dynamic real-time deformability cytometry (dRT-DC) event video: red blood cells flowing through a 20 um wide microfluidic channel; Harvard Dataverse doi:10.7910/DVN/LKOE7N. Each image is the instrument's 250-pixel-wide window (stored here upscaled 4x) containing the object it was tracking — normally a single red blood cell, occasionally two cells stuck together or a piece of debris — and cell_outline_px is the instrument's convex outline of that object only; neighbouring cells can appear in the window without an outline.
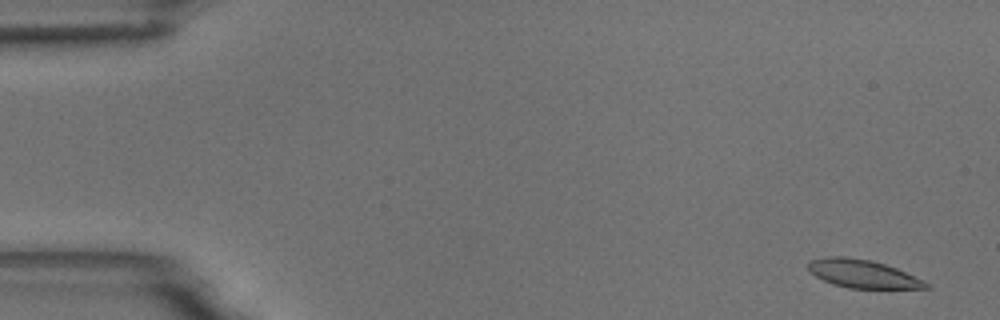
{"species": "common noctule bat (a hibernating species)", "species_latin": "Nyctalus noctula", "temperature_condition": "room temperature", "stored_images_in_passage": 55, "camera_frame_rate_fps": 3000, "um_per_image_px": 0.085, "animal": {"sex": "male", "body_mass_g": 18.8}, "frame": {"image": 1, "passage_image": 3, "time_ms": 0.667, "image_size_px": [1000, 320], "cell_outline_px": [[932, 288], [848, 288], [824, 280], [816, 276], [808, 268], [808, 264], [812, 260], [828, 256], [844, 256], [872, 260], [896, 268], [924, 280]], "centroid_in_image_um": [73.36, 23.26], "position_along_channel_um": 11.6, "area_um2": 19.02}}
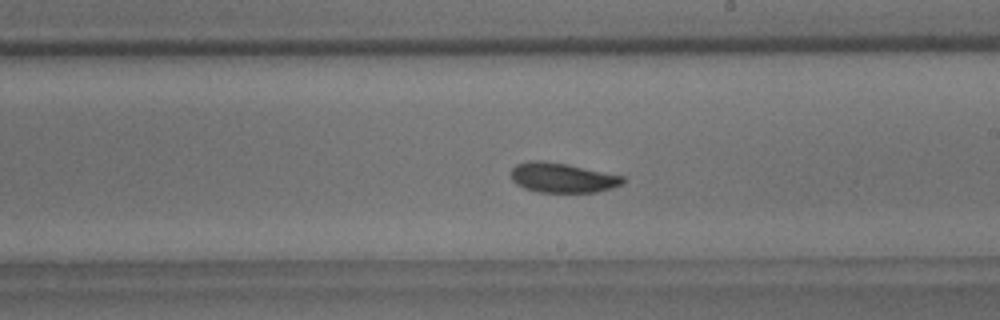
{"frame": {"image": 2, "passage_image": 32, "time_ms": 10.333, "image_size_px": [1000, 320], "cell_outline_px": [[624, 184], [612, 188], [596, 192], [536, 192], [524, 188], [516, 184], [512, 180], [512, 168], [516, 164], [528, 160], [540, 160], [568, 164], [624, 176]], "centroid_in_image_um": [47.8, 15.1], "position_along_channel_um": 241.2, "area_um2": 19.54}}
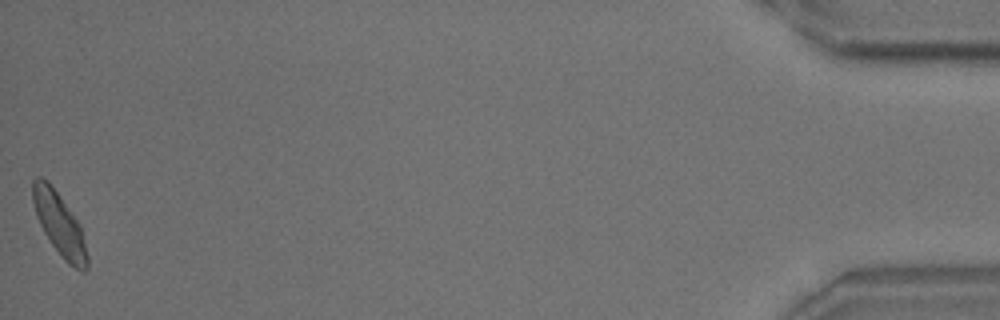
{"frame": {"image": 3, "passage_image": 55, "time_ms": 18.0, "image_size_px": [1000, 320], "cell_outline_px": [[88, 268], [84, 272], [80, 272], [68, 264], [64, 260], [52, 244], [44, 232], [36, 216], [32, 200], [32, 180], [36, 176], [40, 176], [48, 180], [60, 196], [80, 224], [88, 256]], "centroid_in_image_um": [5.05, 19.06], "position_along_channel_um": 430.2, "area_um2": 20.0}, "authors_computed_cell_mechanics": {"area_um2": 19.7676, "velocity_mm_per_s": 3.7183, "shape_relaxation_time_tau1_ms": 4.1541, "shape_relaxation_time_tau2_ms": 2.2423, "deformation_change_tau1": 0.104, "deformation_change_tau2": 0.0653}}